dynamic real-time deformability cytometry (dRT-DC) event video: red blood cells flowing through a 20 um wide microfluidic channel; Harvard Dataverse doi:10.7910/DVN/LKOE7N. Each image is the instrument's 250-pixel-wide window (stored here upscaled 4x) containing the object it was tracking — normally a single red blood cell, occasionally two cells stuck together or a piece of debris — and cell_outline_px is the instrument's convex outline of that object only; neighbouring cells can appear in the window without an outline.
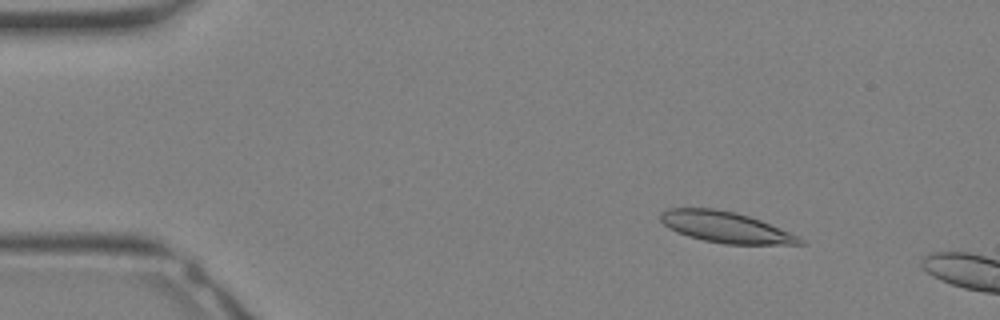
{"species": "Egyptian fruit bat (a non-hibernating species)", "species_latin": "Rousettus aegyptiacus", "temperature_condition": "warm", "stored_images_in_passage": 6, "camera_frame_rate_fps": 3000, "um_per_image_px": 0.085, "animal": {"sex": "female"}, "frame": {"image": 1, "passage_image": 3, "time_ms": 0.667, "image_size_px": [1000, 320], "cell_outline_px": [[804, 244], [724, 244], [704, 240], [688, 236], [676, 232], [668, 228], [660, 220], [660, 212], [668, 208], [712, 208], [736, 212], [760, 220], [800, 236], [804, 240]], "centroid_in_image_um": [61.66, 19.3], "position_along_channel_um": 23.3, "area_um2": 25.14}}